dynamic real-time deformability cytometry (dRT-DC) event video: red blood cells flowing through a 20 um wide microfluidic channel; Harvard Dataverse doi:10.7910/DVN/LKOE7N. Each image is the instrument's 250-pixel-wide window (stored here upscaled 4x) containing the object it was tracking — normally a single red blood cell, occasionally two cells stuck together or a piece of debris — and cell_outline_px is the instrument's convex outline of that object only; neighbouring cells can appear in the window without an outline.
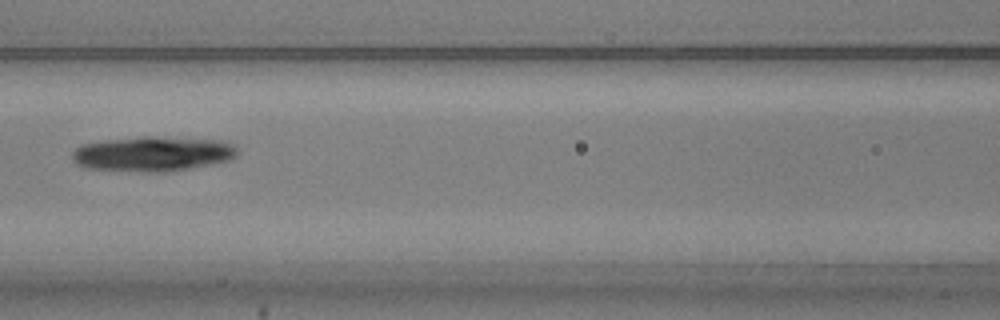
{"species": "common noctule bat (a hibernating species)", "species_latin": "Nyctalus noctula", "temperature_condition": "warm", "stored_images_in_passage": 7, "camera_frame_rate_fps": 3000, "um_per_image_px": 0.085, "animal": {"sex": "male", "body_mass_g": 20.5, "forearm_length_mm": 52.5}, "frame": {"image": 1, "passage_image": 5, "time_ms": 1.333, "image_size_px": [1000, 320], "cell_outline_px": [[236, 156], [228, 160], [188, 168], [164, 172], [148, 172], [84, 168], [76, 164], [72, 160], [72, 152], [80, 144], [104, 140], [140, 136], [148, 136], [216, 140], [232, 144], [236, 148]], "centroid_in_image_um": [12.88, 13.07], "position_along_channel_um": 153.7, "area_um2": 33.41}}
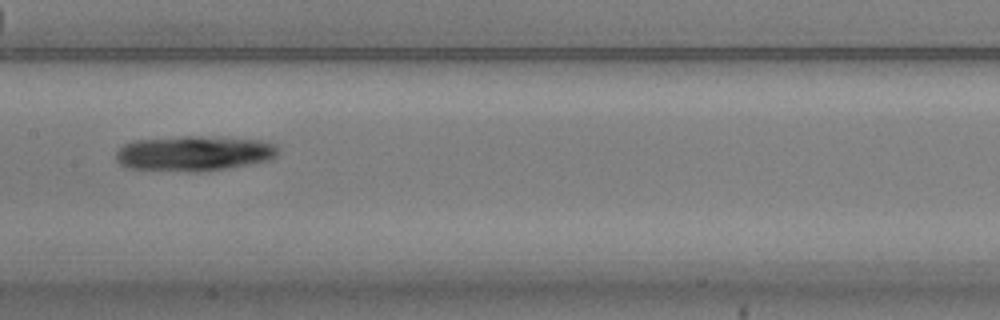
{"frame": {"image": 2, "passage_image": 6, "time_ms": 1.667, "image_size_px": [1000, 320], "cell_outline_px": [[276, 156], [268, 160], [252, 164], [228, 168], [200, 172], [188, 172], [128, 168], [120, 164], [116, 160], [116, 152], [124, 144], [132, 140], [184, 136], [200, 136], [260, 140], [276, 144]], "centroid_in_image_um": [16.46, 13.04], "position_along_channel_um": 190.9, "area_um2": 33.35}}